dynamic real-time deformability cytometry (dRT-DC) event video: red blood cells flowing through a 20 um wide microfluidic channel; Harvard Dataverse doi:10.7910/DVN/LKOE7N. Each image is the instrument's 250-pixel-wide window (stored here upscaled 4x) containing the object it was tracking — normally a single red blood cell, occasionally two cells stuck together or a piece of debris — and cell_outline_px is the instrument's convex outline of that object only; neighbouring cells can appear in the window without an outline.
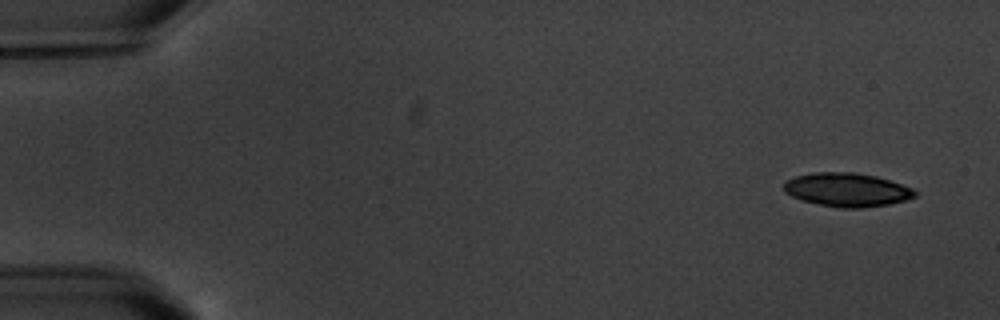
{"species": "common noctule bat (a hibernating species)", "species_latin": "Nyctalus noctula", "temperature_condition": "warm", "stored_images_in_passage": 4, "camera_frame_rate_fps": 3000, "um_per_image_px": 0.085, "animal": {"sex": "male", "body_mass_g": 20.1, "forearm_length_mm": 53.5}, "frame": {"image": 1, "passage_image": 1, "time_ms": 0.0, "image_size_px": [1000, 320], "cell_outline_px": [[916, 196], [904, 200], [888, 204], [860, 208], [840, 208], [820, 204], [804, 200], [792, 196], [784, 192], [784, 180], [796, 176], [816, 172], [852, 172], [876, 176], [912, 188], [916, 192]], "centroid_in_image_um": [71.97, 16.12], "position_along_channel_um": 13.0, "area_um2": 25.43}}